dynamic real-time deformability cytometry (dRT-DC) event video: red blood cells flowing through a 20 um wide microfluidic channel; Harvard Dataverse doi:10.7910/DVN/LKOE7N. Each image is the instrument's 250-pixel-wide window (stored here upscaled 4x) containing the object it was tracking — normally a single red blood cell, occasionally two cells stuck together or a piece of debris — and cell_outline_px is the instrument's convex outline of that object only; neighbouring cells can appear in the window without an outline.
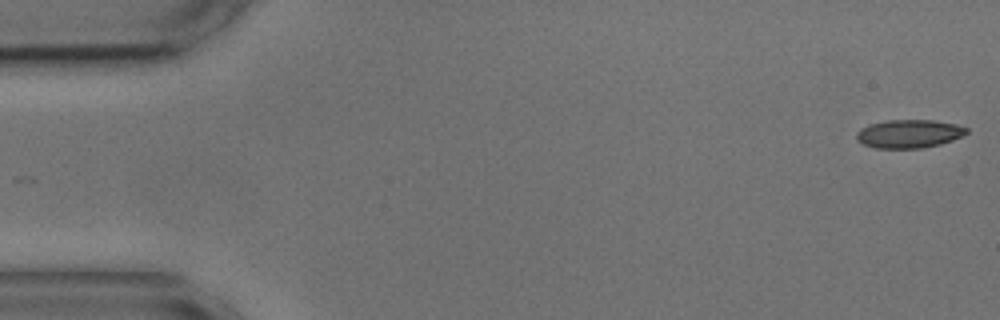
{"species": "common noctule bat (a hibernating species)", "species_latin": "Nyctalus noctula", "temperature_condition": "cold", "stored_images_in_passage": 6, "segment_of_instrument_passage": [1, 2], "camera_frame_rate_fps": 3000, "um_per_image_px": 0.085, "animal": {"sex": "male", "body_mass_g": 17.9, "forearm_length_mm": 54.2}, "frame": {"image": 1, "passage_image": 1, "time_ms": 0.0, "image_size_px": [1000, 320], "cell_outline_px": [[968, 132], [952, 140], [940, 144], [920, 148], [876, 148], [864, 144], [856, 140], [856, 132], [860, 128], [868, 124], [888, 120], [932, 120], [956, 124], [968, 128]], "centroid_in_image_um": [77.23, 11.36], "position_along_channel_um": 7.8, "area_um2": 18.15}}
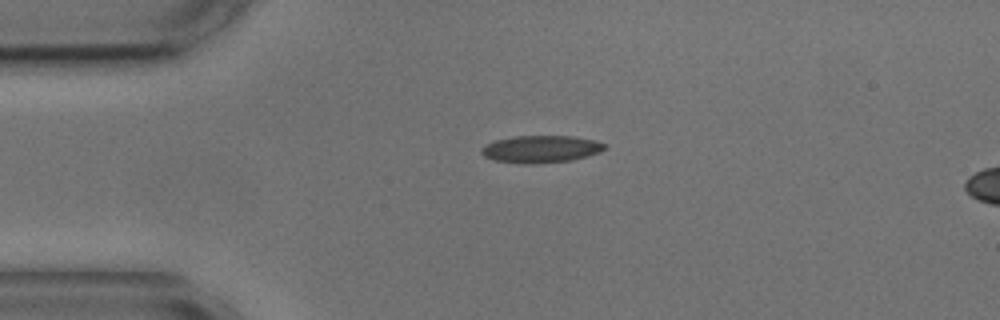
{"frame": {"image": 2, "passage_image": 4, "time_ms": 3.667, "image_size_px": [1000, 320], "cell_outline_px": [[604, 148], [600, 152], [588, 156], [572, 160], [528, 164], [496, 160], [484, 156], [480, 152], [480, 148], [496, 140], [516, 136], [572, 136], [596, 140], [604, 144]], "centroid_in_image_um": [45.99, 12.66], "position_along_channel_um": 39.0, "area_um2": 19.31}}